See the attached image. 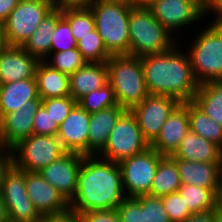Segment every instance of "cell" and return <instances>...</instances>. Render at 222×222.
<instances>
[{"mask_svg": "<svg viewBox=\"0 0 222 222\" xmlns=\"http://www.w3.org/2000/svg\"><path fill=\"white\" fill-rule=\"evenodd\" d=\"M126 197L118 163L84 156L70 209L82 214L93 210H114Z\"/></svg>", "mask_w": 222, "mask_h": 222, "instance_id": "obj_1", "label": "cell"}, {"mask_svg": "<svg viewBox=\"0 0 222 222\" xmlns=\"http://www.w3.org/2000/svg\"><path fill=\"white\" fill-rule=\"evenodd\" d=\"M140 59L149 94L169 96L180 103L193 101L200 84L187 52L185 54L175 44L166 52Z\"/></svg>", "mask_w": 222, "mask_h": 222, "instance_id": "obj_2", "label": "cell"}, {"mask_svg": "<svg viewBox=\"0 0 222 222\" xmlns=\"http://www.w3.org/2000/svg\"><path fill=\"white\" fill-rule=\"evenodd\" d=\"M106 64L108 80L119 106L130 111L149 95L140 58L111 56Z\"/></svg>", "mask_w": 222, "mask_h": 222, "instance_id": "obj_3", "label": "cell"}, {"mask_svg": "<svg viewBox=\"0 0 222 222\" xmlns=\"http://www.w3.org/2000/svg\"><path fill=\"white\" fill-rule=\"evenodd\" d=\"M94 16L95 29L111 56L129 55L131 6L96 0L86 5Z\"/></svg>", "mask_w": 222, "mask_h": 222, "instance_id": "obj_4", "label": "cell"}, {"mask_svg": "<svg viewBox=\"0 0 222 222\" xmlns=\"http://www.w3.org/2000/svg\"><path fill=\"white\" fill-rule=\"evenodd\" d=\"M129 36V55L138 58L161 54L176 44L148 7H131Z\"/></svg>", "mask_w": 222, "mask_h": 222, "instance_id": "obj_5", "label": "cell"}, {"mask_svg": "<svg viewBox=\"0 0 222 222\" xmlns=\"http://www.w3.org/2000/svg\"><path fill=\"white\" fill-rule=\"evenodd\" d=\"M188 54L199 84L222 80V24H210L196 33Z\"/></svg>", "mask_w": 222, "mask_h": 222, "instance_id": "obj_6", "label": "cell"}, {"mask_svg": "<svg viewBox=\"0 0 222 222\" xmlns=\"http://www.w3.org/2000/svg\"><path fill=\"white\" fill-rule=\"evenodd\" d=\"M55 7L48 0H19L3 23L8 46L22 47Z\"/></svg>", "mask_w": 222, "mask_h": 222, "instance_id": "obj_7", "label": "cell"}, {"mask_svg": "<svg viewBox=\"0 0 222 222\" xmlns=\"http://www.w3.org/2000/svg\"><path fill=\"white\" fill-rule=\"evenodd\" d=\"M149 147L150 144L144 139L136 118L131 111L126 110L117 120L107 144L98 157L119 163Z\"/></svg>", "mask_w": 222, "mask_h": 222, "instance_id": "obj_8", "label": "cell"}, {"mask_svg": "<svg viewBox=\"0 0 222 222\" xmlns=\"http://www.w3.org/2000/svg\"><path fill=\"white\" fill-rule=\"evenodd\" d=\"M14 166L39 172L66 153L57 136L30 135L13 148Z\"/></svg>", "mask_w": 222, "mask_h": 222, "instance_id": "obj_9", "label": "cell"}, {"mask_svg": "<svg viewBox=\"0 0 222 222\" xmlns=\"http://www.w3.org/2000/svg\"><path fill=\"white\" fill-rule=\"evenodd\" d=\"M163 157L164 155L149 147L142 153L118 163L126 197L136 198L149 195L152 180Z\"/></svg>", "mask_w": 222, "mask_h": 222, "instance_id": "obj_10", "label": "cell"}, {"mask_svg": "<svg viewBox=\"0 0 222 222\" xmlns=\"http://www.w3.org/2000/svg\"><path fill=\"white\" fill-rule=\"evenodd\" d=\"M9 222H41L42 217L30 200L25 183V171L15 167L6 173L0 188Z\"/></svg>", "mask_w": 222, "mask_h": 222, "instance_id": "obj_11", "label": "cell"}, {"mask_svg": "<svg viewBox=\"0 0 222 222\" xmlns=\"http://www.w3.org/2000/svg\"><path fill=\"white\" fill-rule=\"evenodd\" d=\"M180 102L172 97L149 94L130 111L136 118L144 139L151 144Z\"/></svg>", "mask_w": 222, "mask_h": 222, "instance_id": "obj_12", "label": "cell"}, {"mask_svg": "<svg viewBox=\"0 0 222 222\" xmlns=\"http://www.w3.org/2000/svg\"><path fill=\"white\" fill-rule=\"evenodd\" d=\"M84 155L66 152L59 159L39 171L42 177L55 187L70 203L75 197L78 175Z\"/></svg>", "mask_w": 222, "mask_h": 222, "instance_id": "obj_13", "label": "cell"}, {"mask_svg": "<svg viewBox=\"0 0 222 222\" xmlns=\"http://www.w3.org/2000/svg\"><path fill=\"white\" fill-rule=\"evenodd\" d=\"M148 8L170 34L204 17V13L189 0H153Z\"/></svg>", "mask_w": 222, "mask_h": 222, "instance_id": "obj_14", "label": "cell"}, {"mask_svg": "<svg viewBox=\"0 0 222 222\" xmlns=\"http://www.w3.org/2000/svg\"><path fill=\"white\" fill-rule=\"evenodd\" d=\"M26 190L32 204L41 217L62 213L70 203L39 172L25 171Z\"/></svg>", "mask_w": 222, "mask_h": 222, "instance_id": "obj_15", "label": "cell"}, {"mask_svg": "<svg viewBox=\"0 0 222 222\" xmlns=\"http://www.w3.org/2000/svg\"><path fill=\"white\" fill-rule=\"evenodd\" d=\"M41 105L42 99L38 97L28 101L18 111L6 114L0 120V143L13 148L20 141L33 135V120Z\"/></svg>", "mask_w": 222, "mask_h": 222, "instance_id": "obj_16", "label": "cell"}, {"mask_svg": "<svg viewBox=\"0 0 222 222\" xmlns=\"http://www.w3.org/2000/svg\"><path fill=\"white\" fill-rule=\"evenodd\" d=\"M90 114L78 103L59 125L57 138L66 152L88 156Z\"/></svg>", "mask_w": 222, "mask_h": 222, "instance_id": "obj_17", "label": "cell"}, {"mask_svg": "<svg viewBox=\"0 0 222 222\" xmlns=\"http://www.w3.org/2000/svg\"><path fill=\"white\" fill-rule=\"evenodd\" d=\"M189 130L188 102L180 103L169 115L150 147L161 155L171 156Z\"/></svg>", "mask_w": 222, "mask_h": 222, "instance_id": "obj_18", "label": "cell"}, {"mask_svg": "<svg viewBox=\"0 0 222 222\" xmlns=\"http://www.w3.org/2000/svg\"><path fill=\"white\" fill-rule=\"evenodd\" d=\"M38 60L18 46H7L0 52V84L33 78Z\"/></svg>", "mask_w": 222, "mask_h": 222, "instance_id": "obj_19", "label": "cell"}, {"mask_svg": "<svg viewBox=\"0 0 222 222\" xmlns=\"http://www.w3.org/2000/svg\"><path fill=\"white\" fill-rule=\"evenodd\" d=\"M178 167L182 184L202 188H218L222 184V162H196L173 159Z\"/></svg>", "mask_w": 222, "mask_h": 222, "instance_id": "obj_20", "label": "cell"}, {"mask_svg": "<svg viewBox=\"0 0 222 222\" xmlns=\"http://www.w3.org/2000/svg\"><path fill=\"white\" fill-rule=\"evenodd\" d=\"M126 110L119 105L90 114L88 156H98L108 142L110 132Z\"/></svg>", "mask_w": 222, "mask_h": 222, "instance_id": "obj_21", "label": "cell"}, {"mask_svg": "<svg viewBox=\"0 0 222 222\" xmlns=\"http://www.w3.org/2000/svg\"><path fill=\"white\" fill-rule=\"evenodd\" d=\"M70 96L77 102L85 95L103 87L109 82L106 62H86L80 69L69 76Z\"/></svg>", "mask_w": 222, "mask_h": 222, "instance_id": "obj_22", "label": "cell"}, {"mask_svg": "<svg viewBox=\"0 0 222 222\" xmlns=\"http://www.w3.org/2000/svg\"><path fill=\"white\" fill-rule=\"evenodd\" d=\"M39 97L35 76L11 83L0 84V120L18 111L30 100Z\"/></svg>", "mask_w": 222, "mask_h": 222, "instance_id": "obj_23", "label": "cell"}, {"mask_svg": "<svg viewBox=\"0 0 222 222\" xmlns=\"http://www.w3.org/2000/svg\"><path fill=\"white\" fill-rule=\"evenodd\" d=\"M170 157L196 162H222V149L189 130L179 148Z\"/></svg>", "mask_w": 222, "mask_h": 222, "instance_id": "obj_24", "label": "cell"}, {"mask_svg": "<svg viewBox=\"0 0 222 222\" xmlns=\"http://www.w3.org/2000/svg\"><path fill=\"white\" fill-rule=\"evenodd\" d=\"M62 17V6L55 7L41 22L32 36L22 46L31 56L38 61H45L51 54L52 35L56 23Z\"/></svg>", "mask_w": 222, "mask_h": 222, "instance_id": "obj_25", "label": "cell"}, {"mask_svg": "<svg viewBox=\"0 0 222 222\" xmlns=\"http://www.w3.org/2000/svg\"><path fill=\"white\" fill-rule=\"evenodd\" d=\"M39 97L43 99L70 96L69 75L52 68L45 61H39L35 69Z\"/></svg>", "mask_w": 222, "mask_h": 222, "instance_id": "obj_26", "label": "cell"}, {"mask_svg": "<svg viewBox=\"0 0 222 222\" xmlns=\"http://www.w3.org/2000/svg\"><path fill=\"white\" fill-rule=\"evenodd\" d=\"M181 179L176 162L170 156H164L158 165L152 180L149 195L163 197L177 192L181 187Z\"/></svg>", "mask_w": 222, "mask_h": 222, "instance_id": "obj_27", "label": "cell"}, {"mask_svg": "<svg viewBox=\"0 0 222 222\" xmlns=\"http://www.w3.org/2000/svg\"><path fill=\"white\" fill-rule=\"evenodd\" d=\"M192 102L222 126V80L201 84Z\"/></svg>", "mask_w": 222, "mask_h": 222, "instance_id": "obj_28", "label": "cell"}, {"mask_svg": "<svg viewBox=\"0 0 222 222\" xmlns=\"http://www.w3.org/2000/svg\"><path fill=\"white\" fill-rule=\"evenodd\" d=\"M218 188H202L197 185L182 184L178 193L191 213L217 209Z\"/></svg>", "mask_w": 222, "mask_h": 222, "instance_id": "obj_29", "label": "cell"}, {"mask_svg": "<svg viewBox=\"0 0 222 222\" xmlns=\"http://www.w3.org/2000/svg\"><path fill=\"white\" fill-rule=\"evenodd\" d=\"M189 128L195 134L213 142L222 149V126L212 120L192 101L188 102Z\"/></svg>", "mask_w": 222, "mask_h": 222, "instance_id": "obj_30", "label": "cell"}, {"mask_svg": "<svg viewBox=\"0 0 222 222\" xmlns=\"http://www.w3.org/2000/svg\"><path fill=\"white\" fill-rule=\"evenodd\" d=\"M62 16L68 21L76 41L95 29L94 16L86 5H63Z\"/></svg>", "mask_w": 222, "mask_h": 222, "instance_id": "obj_31", "label": "cell"}, {"mask_svg": "<svg viewBox=\"0 0 222 222\" xmlns=\"http://www.w3.org/2000/svg\"><path fill=\"white\" fill-rule=\"evenodd\" d=\"M77 48L88 63L107 62L111 57L96 29L78 40Z\"/></svg>", "mask_w": 222, "mask_h": 222, "instance_id": "obj_32", "label": "cell"}, {"mask_svg": "<svg viewBox=\"0 0 222 222\" xmlns=\"http://www.w3.org/2000/svg\"><path fill=\"white\" fill-rule=\"evenodd\" d=\"M77 103L89 114L118 105L114 90L109 82L103 87L85 95Z\"/></svg>", "mask_w": 222, "mask_h": 222, "instance_id": "obj_33", "label": "cell"}, {"mask_svg": "<svg viewBox=\"0 0 222 222\" xmlns=\"http://www.w3.org/2000/svg\"><path fill=\"white\" fill-rule=\"evenodd\" d=\"M50 56H52V59L47 58L45 59V62L52 68L69 76L75 73L86 63L77 47L49 54V57Z\"/></svg>", "mask_w": 222, "mask_h": 222, "instance_id": "obj_34", "label": "cell"}, {"mask_svg": "<svg viewBox=\"0 0 222 222\" xmlns=\"http://www.w3.org/2000/svg\"><path fill=\"white\" fill-rule=\"evenodd\" d=\"M77 47L68 21L62 16L56 23L55 31L52 35L51 54Z\"/></svg>", "mask_w": 222, "mask_h": 222, "instance_id": "obj_35", "label": "cell"}, {"mask_svg": "<svg viewBox=\"0 0 222 222\" xmlns=\"http://www.w3.org/2000/svg\"><path fill=\"white\" fill-rule=\"evenodd\" d=\"M135 199L140 203L142 209H145L146 222H170L162 198L143 195Z\"/></svg>", "mask_w": 222, "mask_h": 222, "instance_id": "obj_36", "label": "cell"}, {"mask_svg": "<svg viewBox=\"0 0 222 222\" xmlns=\"http://www.w3.org/2000/svg\"><path fill=\"white\" fill-rule=\"evenodd\" d=\"M77 101L71 96L48 98L42 100V106L50 113L53 120L59 125L69 115Z\"/></svg>", "mask_w": 222, "mask_h": 222, "instance_id": "obj_37", "label": "cell"}, {"mask_svg": "<svg viewBox=\"0 0 222 222\" xmlns=\"http://www.w3.org/2000/svg\"><path fill=\"white\" fill-rule=\"evenodd\" d=\"M161 198L170 222H184L192 214L178 192Z\"/></svg>", "mask_w": 222, "mask_h": 222, "instance_id": "obj_38", "label": "cell"}, {"mask_svg": "<svg viewBox=\"0 0 222 222\" xmlns=\"http://www.w3.org/2000/svg\"><path fill=\"white\" fill-rule=\"evenodd\" d=\"M116 211L121 222H146L145 209L135 198L125 197Z\"/></svg>", "mask_w": 222, "mask_h": 222, "instance_id": "obj_39", "label": "cell"}, {"mask_svg": "<svg viewBox=\"0 0 222 222\" xmlns=\"http://www.w3.org/2000/svg\"><path fill=\"white\" fill-rule=\"evenodd\" d=\"M59 124L53 120L50 113L41 105L33 120V134L56 136Z\"/></svg>", "mask_w": 222, "mask_h": 222, "instance_id": "obj_40", "label": "cell"}, {"mask_svg": "<svg viewBox=\"0 0 222 222\" xmlns=\"http://www.w3.org/2000/svg\"><path fill=\"white\" fill-rule=\"evenodd\" d=\"M81 217L82 222H121L116 209L86 211Z\"/></svg>", "mask_w": 222, "mask_h": 222, "instance_id": "obj_41", "label": "cell"}, {"mask_svg": "<svg viewBox=\"0 0 222 222\" xmlns=\"http://www.w3.org/2000/svg\"><path fill=\"white\" fill-rule=\"evenodd\" d=\"M13 165V149L0 143V188L3 184L6 173L12 168Z\"/></svg>", "mask_w": 222, "mask_h": 222, "instance_id": "obj_42", "label": "cell"}, {"mask_svg": "<svg viewBox=\"0 0 222 222\" xmlns=\"http://www.w3.org/2000/svg\"><path fill=\"white\" fill-rule=\"evenodd\" d=\"M41 222H82V217L80 213L69 208L65 212L42 217Z\"/></svg>", "mask_w": 222, "mask_h": 222, "instance_id": "obj_43", "label": "cell"}, {"mask_svg": "<svg viewBox=\"0 0 222 222\" xmlns=\"http://www.w3.org/2000/svg\"><path fill=\"white\" fill-rule=\"evenodd\" d=\"M217 213V209L200 213H192L184 222H215V216Z\"/></svg>", "mask_w": 222, "mask_h": 222, "instance_id": "obj_44", "label": "cell"}, {"mask_svg": "<svg viewBox=\"0 0 222 222\" xmlns=\"http://www.w3.org/2000/svg\"><path fill=\"white\" fill-rule=\"evenodd\" d=\"M214 12L216 16L214 17V21L211 22L212 24H222V0H211L207 11L205 12L204 16L210 15V13Z\"/></svg>", "mask_w": 222, "mask_h": 222, "instance_id": "obj_45", "label": "cell"}, {"mask_svg": "<svg viewBox=\"0 0 222 222\" xmlns=\"http://www.w3.org/2000/svg\"><path fill=\"white\" fill-rule=\"evenodd\" d=\"M19 0H0V23H4Z\"/></svg>", "mask_w": 222, "mask_h": 222, "instance_id": "obj_46", "label": "cell"}, {"mask_svg": "<svg viewBox=\"0 0 222 222\" xmlns=\"http://www.w3.org/2000/svg\"><path fill=\"white\" fill-rule=\"evenodd\" d=\"M0 222H9L6 205L0 193Z\"/></svg>", "mask_w": 222, "mask_h": 222, "instance_id": "obj_47", "label": "cell"}, {"mask_svg": "<svg viewBox=\"0 0 222 222\" xmlns=\"http://www.w3.org/2000/svg\"><path fill=\"white\" fill-rule=\"evenodd\" d=\"M189 1L195 4L205 14L211 0H189Z\"/></svg>", "mask_w": 222, "mask_h": 222, "instance_id": "obj_48", "label": "cell"}, {"mask_svg": "<svg viewBox=\"0 0 222 222\" xmlns=\"http://www.w3.org/2000/svg\"><path fill=\"white\" fill-rule=\"evenodd\" d=\"M8 46L5 37L4 25L0 23V52Z\"/></svg>", "mask_w": 222, "mask_h": 222, "instance_id": "obj_49", "label": "cell"}, {"mask_svg": "<svg viewBox=\"0 0 222 222\" xmlns=\"http://www.w3.org/2000/svg\"><path fill=\"white\" fill-rule=\"evenodd\" d=\"M153 0H131V7H148Z\"/></svg>", "mask_w": 222, "mask_h": 222, "instance_id": "obj_50", "label": "cell"}, {"mask_svg": "<svg viewBox=\"0 0 222 222\" xmlns=\"http://www.w3.org/2000/svg\"><path fill=\"white\" fill-rule=\"evenodd\" d=\"M96 0H65V5H87Z\"/></svg>", "mask_w": 222, "mask_h": 222, "instance_id": "obj_51", "label": "cell"}, {"mask_svg": "<svg viewBox=\"0 0 222 222\" xmlns=\"http://www.w3.org/2000/svg\"><path fill=\"white\" fill-rule=\"evenodd\" d=\"M217 210L222 214V184L217 194Z\"/></svg>", "mask_w": 222, "mask_h": 222, "instance_id": "obj_52", "label": "cell"}, {"mask_svg": "<svg viewBox=\"0 0 222 222\" xmlns=\"http://www.w3.org/2000/svg\"><path fill=\"white\" fill-rule=\"evenodd\" d=\"M101 1H106L110 3H119V4L131 6V0H101Z\"/></svg>", "mask_w": 222, "mask_h": 222, "instance_id": "obj_53", "label": "cell"}, {"mask_svg": "<svg viewBox=\"0 0 222 222\" xmlns=\"http://www.w3.org/2000/svg\"><path fill=\"white\" fill-rule=\"evenodd\" d=\"M53 3L56 7L65 5V0H48Z\"/></svg>", "mask_w": 222, "mask_h": 222, "instance_id": "obj_54", "label": "cell"}, {"mask_svg": "<svg viewBox=\"0 0 222 222\" xmlns=\"http://www.w3.org/2000/svg\"><path fill=\"white\" fill-rule=\"evenodd\" d=\"M215 222H222V214L219 212L215 216Z\"/></svg>", "mask_w": 222, "mask_h": 222, "instance_id": "obj_55", "label": "cell"}]
</instances>
